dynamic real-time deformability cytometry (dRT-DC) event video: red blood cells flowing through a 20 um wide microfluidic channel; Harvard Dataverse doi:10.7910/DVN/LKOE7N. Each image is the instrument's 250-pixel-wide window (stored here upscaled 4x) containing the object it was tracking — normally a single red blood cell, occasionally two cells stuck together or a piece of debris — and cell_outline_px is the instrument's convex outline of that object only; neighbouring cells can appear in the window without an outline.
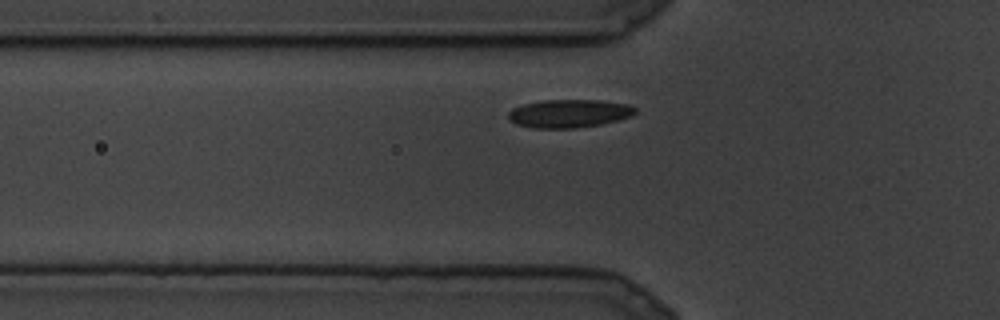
{"species": "common noctule bat (a hibernating species)", "species_latin": "Nyctalus noctula", "temperature_condition": "cold", "stored_images_in_passage": 18, "camera_frame_rate_fps": 3000, "um_per_image_px": 0.085, "animal": {"sex": "male", "body_mass_g": 19.5, "forearm_length_mm": 54.6}, "frame": {"image": 1, "passage_image": 4, "time_ms": 1.0, "image_size_px": [1000, 320], "cell_outline_px": [[636, 112], [632, 116], [600, 124], [576, 128], [532, 128], [516, 124], [508, 120], [508, 112], [512, 108], [524, 104], [544, 100], [600, 100], [628, 104], [636, 108]], "centroid_in_image_um": [48.35, 9.65], "position_along_channel_um": 77.5, "area_um2": 20.87}}
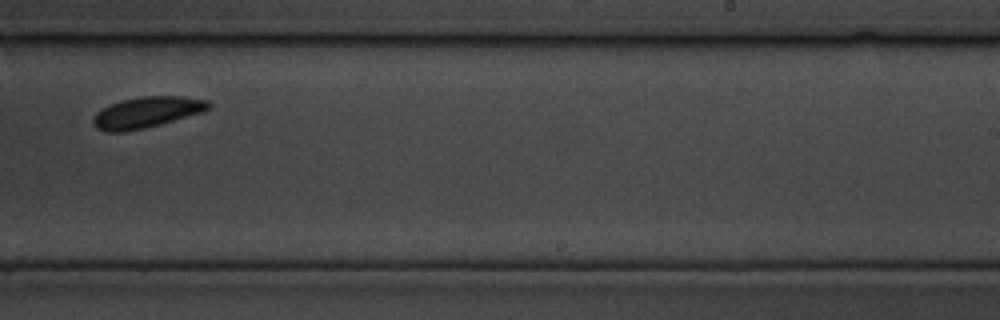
{"frame": {"image": 2, "passage_image": 12, "time_ms": 3.667, "image_size_px": [1000, 320], "cell_outline_px": [[212, 104], [208, 108], [200, 112], [160, 124], [144, 128], [124, 132], [108, 132], [96, 128], [92, 124], [92, 120], [96, 112], [108, 104], [120, 100], [140, 96], [184, 96], [208, 100]], "centroid_in_image_um": [12.41, 9.53], "position_along_channel_um": 276.6, "area_um2": 20.87}}
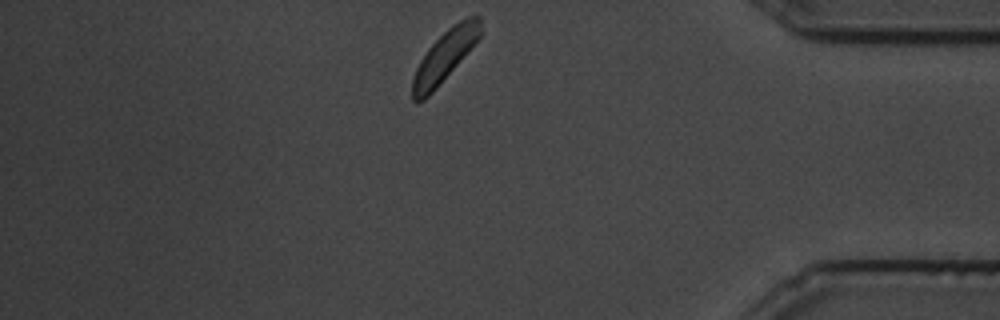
{"frame": {"image": 3, "passage_image": 18, "time_ms": 5.667, "image_size_px": [1000, 320], "cell_outline_px": [[484, 32], [436, 88], [424, 100], [416, 104], [412, 100], [412, 80], [416, 68], [420, 60], [428, 48], [448, 28], [460, 20], [468, 16], [480, 16]], "centroid_in_image_um": [37.8, 4.76], "position_along_channel_um": 397.4, "area_um2": 20.0}}